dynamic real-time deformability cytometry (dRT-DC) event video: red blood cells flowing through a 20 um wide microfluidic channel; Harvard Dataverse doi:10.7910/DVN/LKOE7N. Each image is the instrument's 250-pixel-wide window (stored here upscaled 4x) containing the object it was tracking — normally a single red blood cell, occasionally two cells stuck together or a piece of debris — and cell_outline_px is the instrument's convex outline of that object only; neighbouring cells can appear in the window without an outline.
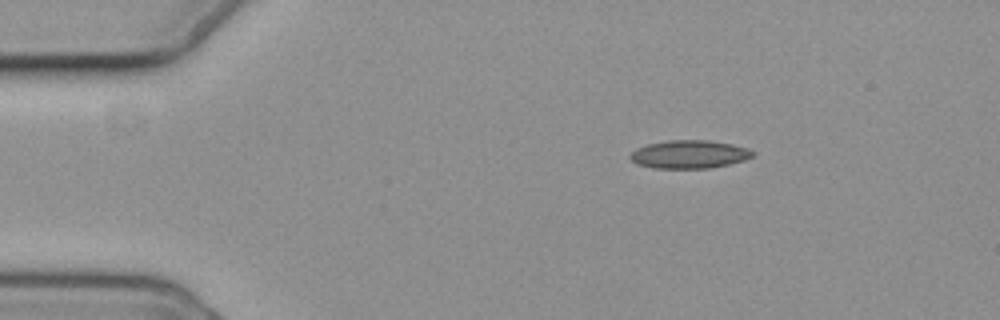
{"species": "common noctule bat (a hibernating species)", "species_latin": "Nyctalus noctula", "temperature_condition": "cold", "stored_images_in_passage": 3, "camera_frame_rate_fps": 3000, "um_per_image_px": 0.085, "animal": {"sex": "female", "body_mass_g": 19.3, "forearm_length_mm": 54.1}, "frame": {"image": 1, "passage_image": 1, "time_ms": 0.0, "image_size_px": [1000, 320], "cell_outline_px": [[756, 156], [744, 160], [728, 164], [708, 168], [652, 168], [636, 164], [628, 156], [636, 148], [648, 144], [668, 140], [708, 140], [732, 144], [748, 148], [756, 152]], "centroid_in_image_um": [58.6, 13.11], "position_along_channel_um": 26.4, "area_um2": 20.23}}